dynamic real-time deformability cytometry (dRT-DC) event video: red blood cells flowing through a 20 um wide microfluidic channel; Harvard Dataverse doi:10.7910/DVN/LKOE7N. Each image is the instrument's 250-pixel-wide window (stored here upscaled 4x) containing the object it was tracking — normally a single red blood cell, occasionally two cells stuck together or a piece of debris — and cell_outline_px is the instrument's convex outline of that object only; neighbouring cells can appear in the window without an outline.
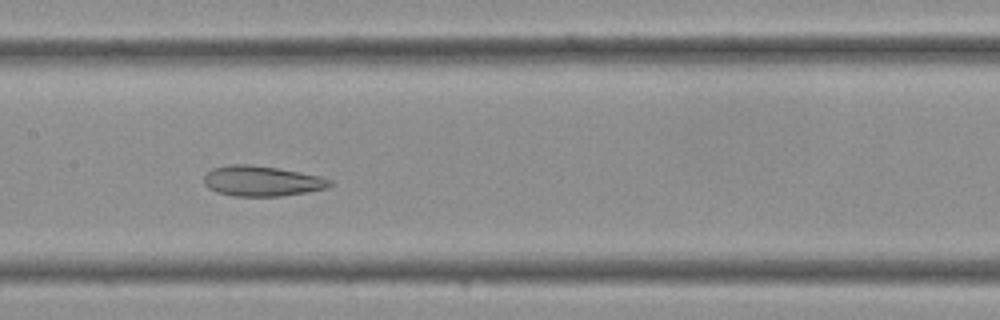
{"species": "Egyptian fruit bat (a non-hibernating species)", "species_latin": "Rousettus aegyptiacus", "temperature_condition": "cold", "stored_images_in_passage": 35, "camera_frame_rate_fps": 3000, "um_per_image_px": 0.085, "frame": {"image": 1, "passage_image": 17, "time_ms": 5.333, "image_size_px": [1000, 320], "cell_outline_px": [[332, 184], [324, 188], [304, 192], [280, 196], [232, 196], [216, 192], [208, 188], [204, 184], [204, 176], [212, 168], [228, 164], [252, 164], [300, 172], [320, 176], [332, 180]], "centroid_in_image_um": [22.2, 15.38], "position_along_channel_um": 185.2, "area_um2": 22.2}}
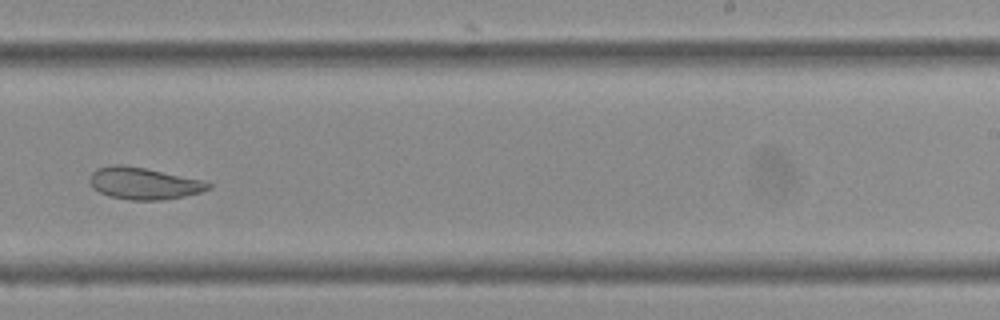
{"frame": {"image": 2, "passage_image": 22, "time_ms": 7.0, "image_size_px": [1000, 320], "cell_outline_px": [[212, 188], [200, 192], [184, 196], [160, 200], [132, 200], [108, 196], [92, 188], [88, 180], [88, 176], [96, 168], [112, 164], [120, 164], [144, 168], [204, 180], [212, 184]], "centroid_in_image_um": [12.18, 15.58], "position_along_channel_um": 276.8, "area_um2": 22.2}}
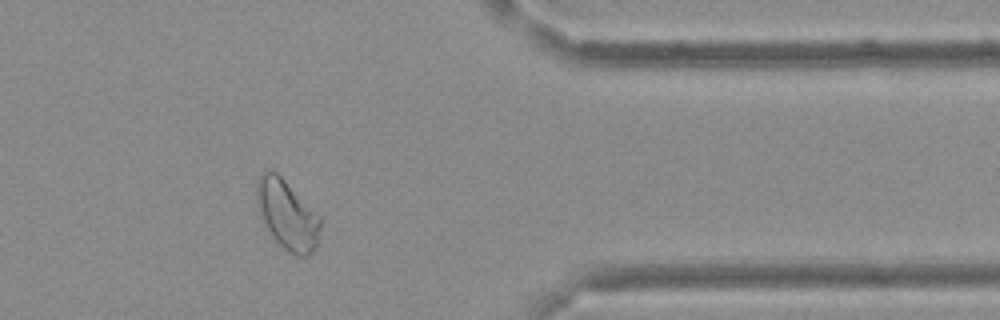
{"frame": {"image": 3, "passage_image": 29, "time_ms": 9.333, "image_size_px": [1000, 320], "cell_outline_px": [[320, 228], [316, 248], [308, 256], [300, 256], [284, 248], [272, 236], [256, 204], [256, 180], [260, 172], [264, 168], [272, 168], [320, 216]], "centroid_in_image_um": [24.38, 18.19], "position_along_channel_um": 387.0, "area_um2": 25.49}}